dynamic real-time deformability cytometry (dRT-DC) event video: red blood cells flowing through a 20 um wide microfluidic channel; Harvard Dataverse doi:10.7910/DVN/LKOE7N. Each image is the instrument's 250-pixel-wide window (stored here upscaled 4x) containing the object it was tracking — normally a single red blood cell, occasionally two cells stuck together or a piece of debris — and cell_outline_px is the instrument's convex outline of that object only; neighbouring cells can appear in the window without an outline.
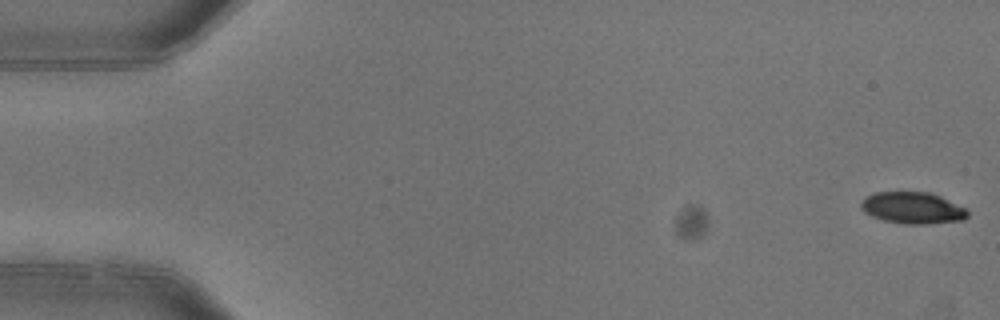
{"species": "common noctule bat (a hibernating species)", "species_latin": "Nyctalus noctula", "temperature_condition": "warm", "stored_images_in_passage": 6, "camera_frame_rate_fps": 3000, "um_per_image_px": 0.085, "animal": {"sex": "female"}, "frame": {"image": 1, "passage_image": 1, "time_ms": 0.0, "image_size_px": [1000, 320], "cell_outline_px": [[968, 216], [964, 220], [928, 224], [904, 224], [884, 220], [872, 216], [864, 212], [860, 208], [860, 204], [868, 196], [876, 192], [928, 192], [940, 196], [968, 208]], "centroid_in_image_um": [77.62, 17.68], "position_along_channel_um": 7.4, "area_um2": 19.71}}
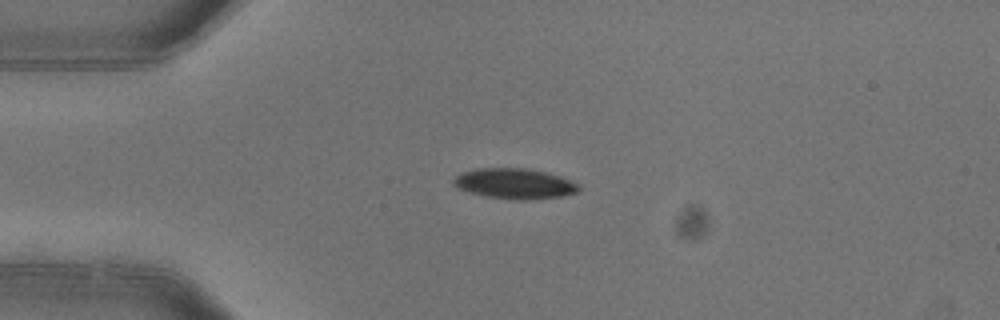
{"frame": {"image": 2, "passage_image": 4, "time_ms": 1.0, "image_size_px": [1000, 320], "cell_outline_px": [[580, 188], [576, 192], [564, 196], [528, 200], [520, 200], [488, 196], [456, 188], [452, 184], [452, 180], [456, 176], [464, 172], [476, 168], [524, 168], [544, 172], [560, 176], [580, 184]], "centroid_in_image_um": [43.76, 15.6], "position_along_channel_um": 41.2, "area_um2": 22.02}}